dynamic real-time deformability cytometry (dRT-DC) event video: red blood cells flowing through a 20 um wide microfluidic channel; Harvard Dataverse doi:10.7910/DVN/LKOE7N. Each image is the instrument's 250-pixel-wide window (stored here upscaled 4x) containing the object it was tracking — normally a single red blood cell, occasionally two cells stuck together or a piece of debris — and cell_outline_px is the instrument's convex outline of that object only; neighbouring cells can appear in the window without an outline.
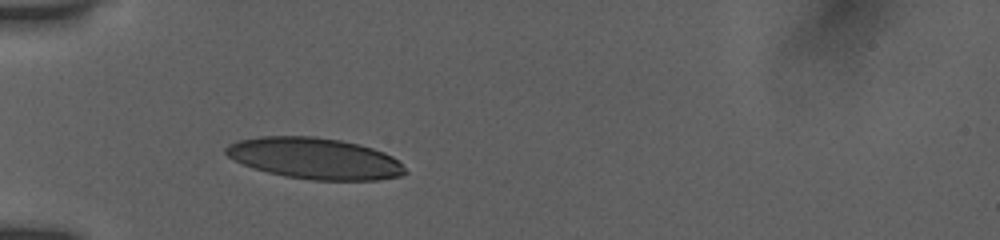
{"species": "human", "species_latin": "Homo sapiens", "temperature_condition": "room temperature", "stored_images_in_passage": 8, "camera_frame_rate_fps": 3000, "um_per_image_px": 0.085, "donor": {"sex": "female"}, "frame": {"image": 1, "passage_image": 1, "time_ms": 0.0, "image_size_px": [1000, 240], "cell_outline_px": [[408, 172], [400, 176], [380, 180], [312, 180], [284, 176], [252, 168], [232, 160], [224, 152], [224, 148], [228, 144], [236, 140], [260, 136], [316, 136], [340, 140], [360, 144], [384, 152], [392, 156]], "centroid_in_image_um": [26.7, 13.46], "position_along_channel_um": 58.3, "area_um2": 43.35}}
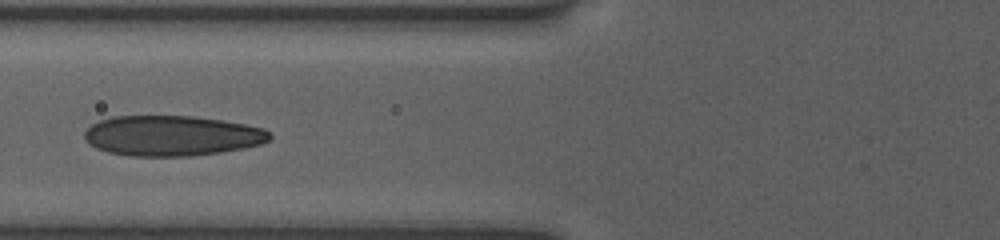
{"frame": {"image": 2, "passage_image": 4, "time_ms": 1.667, "image_size_px": [1000, 240], "cell_outline_px": [[272, 136], [268, 140], [260, 144], [244, 148], [220, 152], [188, 156], [128, 156], [108, 152], [96, 148], [88, 144], [84, 140], [84, 132], [92, 124], [100, 120], [112, 116], [192, 116], [220, 120], [244, 124], [264, 128]], "centroid_in_image_um": [14.56, 11.54], "position_along_channel_um": 111.2, "area_um2": 43.52}}
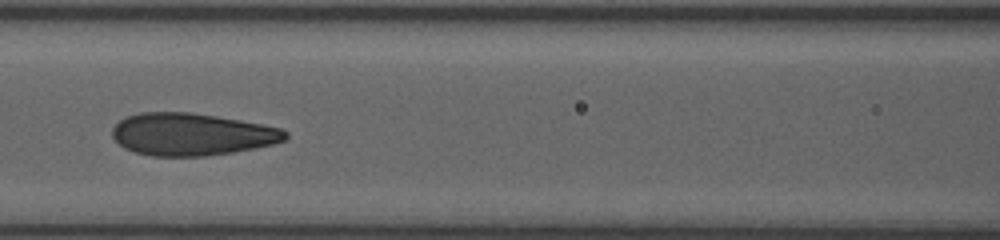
{"frame": {"image": 3, "passage_image": 6, "time_ms": 2.667, "image_size_px": [1000, 240], "cell_outline_px": [[288, 136], [284, 140], [272, 144], [256, 148], [232, 152], [204, 156], [152, 156], [136, 152], [124, 148], [112, 136], [112, 128], [120, 120], [128, 116], [140, 112], [188, 112], [216, 116], [240, 120], [280, 128], [288, 132]], "centroid_in_image_um": [16.28, 11.42], "position_along_channel_um": 150.3, "area_um2": 42.48}}